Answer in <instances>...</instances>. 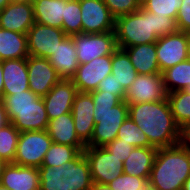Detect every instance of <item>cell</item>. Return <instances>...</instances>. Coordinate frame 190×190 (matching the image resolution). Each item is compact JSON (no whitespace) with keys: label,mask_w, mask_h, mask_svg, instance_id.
<instances>
[{"label":"cell","mask_w":190,"mask_h":190,"mask_svg":"<svg viewBox=\"0 0 190 190\" xmlns=\"http://www.w3.org/2000/svg\"><path fill=\"white\" fill-rule=\"evenodd\" d=\"M128 116L157 149L179 144L182 129L175 122L167 98L161 101L128 104Z\"/></svg>","instance_id":"cell-1"},{"label":"cell","mask_w":190,"mask_h":190,"mask_svg":"<svg viewBox=\"0 0 190 190\" xmlns=\"http://www.w3.org/2000/svg\"><path fill=\"white\" fill-rule=\"evenodd\" d=\"M178 31L176 20L140 7L133 13L115 18L114 33L118 48L154 43L159 37Z\"/></svg>","instance_id":"cell-2"},{"label":"cell","mask_w":190,"mask_h":190,"mask_svg":"<svg viewBox=\"0 0 190 190\" xmlns=\"http://www.w3.org/2000/svg\"><path fill=\"white\" fill-rule=\"evenodd\" d=\"M190 176V148L182 142L157 149L149 180L154 190H182Z\"/></svg>","instance_id":"cell-3"},{"label":"cell","mask_w":190,"mask_h":190,"mask_svg":"<svg viewBox=\"0 0 190 190\" xmlns=\"http://www.w3.org/2000/svg\"><path fill=\"white\" fill-rule=\"evenodd\" d=\"M94 102L95 126L86 146L104 147L117 138L121 124L128 117V103L113 93L90 92Z\"/></svg>","instance_id":"cell-4"},{"label":"cell","mask_w":190,"mask_h":190,"mask_svg":"<svg viewBox=\"0 0 190 190\" xmlns=\"http://www.w3.org/2000/svg\"><path fill=\"white\" fill-rule=\"evenodd\" d=\"M2 101L10 123L19 132L47 130L49 119L43 98L30 89L13 95H3Z\"/></svg>","instance_id":"cell-5"},{"label":"cell","mask_w":190,"mask_h":190,"mask_svg":"<svg viewBox=\"0 0 190 190\" xmlns=\"http://www.w3.org/2000/svg\"><path fill=\"white\" fill-rule=\"evenodd\" d=\"M40 190H90L93 183L90 165L82 153L60 166H41Z\"/></svg>","instance_id":"cell-6"},{"label":"cell","mask_w":190,"mask_h":190,"mask_svg":"<svg viewBox=\"0 0 190 190\" xmlns=\"http://www.w3.org/2000/svg\"><path fill=\"white\" fill-rule=\"evenodd\" d=\"M51 144L47 130L20 132L13 163L39 168Z\"/></svg>","instance_id":"cell-7"},{"label":"cell","mask_w":190,"mask_h":190,"mask_svg":"<svg viewBox=\"0 0 190 190\" xmlns=\"http://www.w3.org/2000/svg\"><path fill=\"white\" fill-rule=\"evenodd\" d=\"M71 37L76 47L79 64L89 63L94 58L112 55L118 48L114 31L100 34L80 33Z\"/></svg>","instance_id":"cell-8"},{"label":"cell","mask_w":190,"mask_h":190,"mask_svg":"<svg viewBox=\"0 0 190 190\" xmlns=\"http://www.w3.org/2000/svg\"><path fill=\"white\" fill-rule=\"evenodd\" d=\"M83 154L89 162L93 182L108 184L123 173V162L104 147L86 146Z\"/></svg>","instance_id":"cell-9"},{"label":"cell","mask_w":190,"mask_h":190,"mask_svg":"<svg viewBox=\"0 0 190 190\" xmlns=\"http://www.w3.org/2000/svg\"><path fill=\"white\" fill-rule=\"evenodd\" d=\"M190 33L177 31L174 34L159 37L156 52L160 72L188 59Z\"/></svg>","instance_id":"cell-10"},{"label":"cell","mask_w":190,"mask_h":190,"mask_svg":"<svg viewBox=\"0 0 190 190\" xmlns=\"http://www.w3.org/2000/svg\"><path fill=\"white\" fill-rule=\"evenodd\" d=\"M66 36L63 29L35 22L27 32L28 55L48 59Z\"/></svg>","instance_id":"cell-11"},{"label":"cell","mask_w":190,"mask_h":190,"mask_svg":"<svg viewBox=\"0 0 190 190\" xmlns=\"http://www.w3.org/2000/svg\"><path fill=\"white\" fill-rule=\"evenodd\" d=\"M167 92L164 88L162 73L138 74L125 93L128 104L155 102L165 100Z\"/></svg>","instance_id":"cell-12"},{"label":"cell","mask_w":190,"mask_h":190,"mask_svg":"<svg viewBox=\"0 0 190 190\" xmlns=\"http://www.w3.org/2000/svg\"><path fill=\"white\" fill-rule=\"evenodd\" d=\"M82 33L100 34L114 31L115 18L103 0H79Z\"/></svg>","instance_id":"cell-13"},{"label":"cell","mask_w":190,"mask_h":190,"mask_svg":"<svg viewBox=\"0 0 190 190\" xmlns=\"http://www.w3.org/2000/svg\"><path fill=\"white\" fill-rule=\"evenodd\" d=\"M112 55L94 58L89 63L79 64L71 78L79 92L95 91L99 83L111 74Z\"/></svg>","instance_id":"cell-14"},{"label":"cell","mask_w":190,"mask_h":190,"mask_svg":"<svg viewBox=\"0 0 190 190\" xmlns=\"http://www.w3.org/2000/svg\"><path fill=\"white\" fill-rule=\"evenodd\" d=\"M29 89L36 95L45 96L61 79L49 59L28 56Z\"/></svg>","instance_id":"cell-15"},{"label":"cell","mask_w":190,"mask_h":190,"mask_svg":"<svg viewBox=\"0 0 190 190\" xmlns=\"http://www.w3.org/2000/svg\"><path fill=\"white\" fill-rule=\"evenodd\" d=\"M77 88L71 79H60L54 87L43 96V102L49 120L65 113H71Z\"/></svg>","instance_id":"cell-16"},{"label":"cell","mask_w":190,"mask_h":190,"mask_svg":"<svg viewBox=\"0 0 190 190\" xmlns=\"http://www.w3.org/2000/svg\"><path fill=\"white\" fill-rule=\"evenodd\" d=\"M93 110L94 102L91 93L78 91L71 113L76 134L85 145L91 140L95 126Z\"/></svg>","instance_id":"cell-17"},{"label":"cell","mask_w":190,"mask_h":190,"mask_svg":"<svg viewBox=\"0 0 190 190\" xmlns=\"http://www.w3.org/2000/svg\"><path fill=\"white\" fill-rule=\"evenodd\" d=\"M34 23L32 2H10L0 11V28L27 34Z\"/></svg>","instance_id":"cell-18"},{"label":"cell","mask_w":190,"mask_h":190,"mask_svg":"<svg viewBox=\"0 0 190 190\" xmlns=\"http://www.w3.org/2000/svg\"><path fill=\"white\" fill-rule=\"evenodd\" d=\"M0 184L10 190H40L39 168L7 163Z\"/></svg>","instance_id":"cell-19"},{"label":"cell","mask_w":190,"mask_h":190,"mask_svg":"<svg viewBox=\"0 0 190 190\" xmlns=\"http://www.w3.org/2000/svg\"><path fill=\"white\" fill-rule=\"evenodd\" d=\"M3 95L29 90L27 58L2 61Z\"/></svg>","instance_id":"cell-20"},{"label":"cell","mask_w":190,"mask_h":190,"mask_svg":"<svg viewBox=\"0 0 190 190\" xmlns=\"http://www.w3.org/2000/svg\"><path fill=\"white\" fill-rule=\"evenodd\" d=\"M48 59L61 79H71L79 67L73 38L66 36Z\"/></svg>","instance_id":"cell-21"},{"label":"cell","mask_w":190,"mask_h":190,"mask_svg":"<svg viewBox=\"0 0 190 190\" xmlns=\"http://www.w3.org/2000/svg\"><path fill=\"white\" fill-rule=\"evenodd\" d=\"M47 132L52 142L70 145L78 148L82 153L86 145L76 134L72 113H65L49 120Z\"/></svg>","instance_id":"cell-22"},{"label":"cell","mask_w":190,"mask_h":190,"mask_svg":"<svg viewBox=\"0 0 190 190\" xmlns=\"http://www.w3.org/2000/svg\"><path fill=\"white\" fill-rule=\"evenodd\" d=\"M138 74L161 73L159 69L156 42L123 48Z\"/></svg>","instance_id":"cell-23"},{"label":"cell","mask_w":190,"mask_h":190,"mask_svg":"<svg viewBox=\"0 0 190 190\" xmlns=\"http://www.w3.org/2000/svg\"><path fill=\"white\" fill-rule=\"evenodd\" d=\"M156 152L155 147H134L129 157L123 162V173L139 178H149Z\"/></svg>","instance_id":"cell-24"},{"label":"cell","mask_w":190,"mask_h":190,"mask_svg":"<svg viewBox=\"0 0 190 190\" xmlns=\"http://www.w3.org/2000/svg\"><path fill=\"white\" fill-rule=\"evenodd\" d=\"M32 4L36 23L62 29L65 0H34Z\"/></svg>","instance_id":"cell-25"},{"label":"cell","mask_w":190,"mask_h":190,"mask_svg":"<svg viewBox=\"0 0 190 190\" xmlns=\"http://www.w3.org/2000/svg\"><path fill=\"white\" fill-rule=\"evenodd\" d=\"M28 56L27 34L0 28V61Z\"/></svg>","instance_id":"cell-26"},{"label":"cell","mask_w":190,"mask_h":190,"mask_svg":"<svg viewBox=\"0 0 190 190\" xmlns=\"http://www.w3.org/2000/svg\"><path fill=\"white\" fill-rule=\"evenodd\" d=\"M111 66V74L115 76L116 81L123 86L125 91H127L134 82L138 73L124 49L117 48L114 51L112 54Z\"/></svg>","instance_id":"cell-27"},{"label":"cell","mask_w":190,"mask_h":190,"mask_svg":"<svg viewBox=\"0 0 190 190\" xmlns=\"http://www.w3.org/2000/svg\"><path fill=\"white\" fill-rule=\"evenodd\" d=\"M162 76L167 93L186 90L190 85V59L164 70Z\"/></svg>","instance_id":"cell-28"},{"label":"cell","mask_w":190,"mask_h":190,"mask_svg":"<svg viewBox=\"0 0 190 190\" xmlns=\"http://www.w3.org/2000/svg\"><path fill=\"white\" fill-rule=\"evenodd\" d=\"M167 100L175 122L183 129L190 123V92L179 90L167 93Z\"/></svg>","instance_id":"cell-29"},{"label":"cell","mask_w":190,"mask_h":190,"mask_svg":"<svg viewBox=\"0 0 190 190\" xmlns=\"http://www.w3.org/2000/svg\"><path fill=\"white\" fill-rule=\"evenodd\" d=\"M81 154L82 152L74 146L52 142L44 156L42 166H60L75 160Z\"/></svg>","instance_id":"cell-30"},{"label":"cell","mask_w":190,"mask_h":190,"mask_svg":"<svg viewBox=\"0 0 190 190\" xmlns=\"http://www.w3.org/2000/svg\"><path fill=\"white\" fill-rule=\"evenodd\" d=\"M19 134L20 132L12 123L0 129V159L6 163L14 161Z\"/></svg>","instance_id":"cell-31"},{"label":"cell","mask_w":190,"mask_h":190,"mask_svg":"<svg viewBox=\"0 0 190 190\" xmlns=\"http://www.w3.org/2000/svg\"><path fill=\"white\" fill-rule=\"evenodd\" d=\"M117 138L123 139V142L130 143L133 147H152L146 134L129 116L121 124Z\"/></svg>","instance_id":"cell-32"},{"label":"cell","mask_w":190,"mask_h":190,"mask_svg":"<svg viewBox=\"0 0 190 190\" xmlns=\"http://www.w3.org/2000/svg\"><path fill=\"white\" fill-rule=\"evenodd\" d=\"M62 29L67 36L82 33L79 0H65V18H63Z\"/></svg>","instance_id":"cell-33"},{"label":"cell","mask_w":190,"mask_h":190,"mask_svg":"<svg viewBox=\"0 0 190 190\" xmlns=\"http://www.w3.org/2000/svg\"><path fill=\"white\" fill-rule=\"evenodd\" d=\"M113 190H154L149 178H139L122 173L108 183Z\"/></svg>","instance_id":"cell-34"},{"label":"cell","mask_w":190,"mask_h":190,"mask_svg":"<svg viewBox=\"0 0 190 190\" xmlns=\"http://www.w3.org/2000/svg\"><path fill=\"white\" fill-rule=\"evenodd\" d=\"M182 1L183 0H147L141 7L148 12L176 20Z\"/></svg>","instance_id":"cell-35"},{"label":"cell","mask_w":190,"mask_h":190,"mask_svg":"<svg viewBox=\"0 0 190 190\" xmlns=\"http://www.w3.org/2000/svg\"><path fill=\"white\" fill-rule=\"evenodd\" d=\"M103 2L114 18L133 13L141 7L137 0H103Z\"/></svg>","instance_id":"cell-36"},{"label":"cell","mask_w":190,"mask_h":190,"mask_svg":"<svg viewBox=\"0 0 190 190\" xmlns=\"http://www.w3.org/2000/svg\"><path fill=\"white\" fill-rule=\"evenodd\" d=\"M104 148L124 162L126 158L129 157L134 147L130 143L123 142V139L116 138L112 142L106 144Z\"/></svg>","instance_id":"cell-37"},{"label":"cell","mask_w":190,"mask_h":190,"mask_svg":"<svg viewBox=\"0 0 190 190\" xmlns=\"http://www.w3.org/2000/svg\"><path fill=\"white\" fill-rule=\"evenodd\" d=\"M95 91H102L105 93H113L117 95L122 101L125 99L126 91L123 89V86L118 83L113 74L107 75L98 85Z\"/></svg>","instance_id":"cell-38"},{"label":"cell","mask_w":190,"mask_h":190,"mask_svg":"<svg viewBox=\"0 0 190 190\" xmlns=\"http://www.w3.org/2000/svg\"><path fill=\"white\" fill-rule=\"evenodd\" d=\"M178 31L190 33V0H183L176 18Z\"/></svg>","instance_id":"cell-39"},{"label":"cell","mask_w":190,"mask_h":190,"mask_svg":"<svg viewBox=\"0 0 190 190\" xmlns=\"http://www.w3.org/2000/svg\"><path fill=\"white\" fill-rule=\"evenodd\" d=\"M10 123L3 101L0 100V129Z\"/></svg>","instance_id":"cell-40"},{"label":"cell","mask_w":190,"mask_h":190,"mask_svg":"<svg viewBox=\"0 0 190 190\" xmlns=\"http://www.w3.org/2000/svg\"><path fill=\"white\" fill-rule=\"evenodd\" d=\"M181 142L190 148V123L182 129Z\"/></svg>","instance_id":"cell-41"},{"label":"cell","mask_w":190,"mask_h":190,"mask_svg":"<svg viewBox=\"0 0 190 190\" xmlns=\"http://www.w3.org/2000/svg\"><path fill=\"white\" fill-rule=\"evenodd\" d=\"M90 190H113L108 184L93 182Z\"/></svg>","instance_id":"cell-42"},{"label":"cell","mask_w":190,"mask_h":190,"mask_svg":"<svg viewBox=\"0 0 190 190\" xmlns=\"http://www.w3.org/2000/svg\"><path fill=\"white\" fill-rule=\"evenodd\" d=\"M3 68H2V61H0V100L3 99V87H4V82H3Z\"/></svg>","instance_id":"cell-43"},{"label":"cell","mask_w":190,"mask_h":190,"mask_svg":"<svg viewBox=\"0 0 190 190\" xmlns=\"http://www.w3.org/2000/svg\"><path fill=\"white\" fill-rule=\"evenodd\" d=\"M10 2L11 0H0V11L3 10Z\"/></svg>","instance_id":"cell-44"},{"label":"cell","mask_w":190,"mask_h":190,"mask_svg":"<svg viewBox=\"0 0 190 190\" xmlns=\"http://www.w3.org/2000/svg\"><path fill=\"white\" fill-rule=\"evenodd\" d=\"M182 190H190V176H189V177L187 178V180L185 181Z\"/></svg>","instance_id":"cell-45"},{"label":"cell","mask_w":190,"mask_h":190,"mask_svg":"<svg viewBox=\"0 0 190 190\" xmlns=\"http://www.w3.org/2000/svg\"><path fill=\"white\" fill-rule=\"evenodd\" d=\"M6 164L7 163L4 160L0 159V181H1V176H2L3 169H4Z\"/></svg>","instance_id":"cell-46"},{"label":"cell","mask_w":190,"mask_h":190,"mask_svg":"<svg viewBox=\"0 0 190 190\" xmlns=\"http://www.w3.org/2000/svg\"><path fill=\"white\" fill-rule=\"evenodd\" d=\"M18 1L33 2L34 0H11V2H18Z\"/></svg>","instance_id":"cell-47"},{"label":"cell","mask_w":190,"mask_h":190,"mask_svg":"<svg viewBox=\"0 0 190 190\" xmlns=\"http://www.w3.org/2000/svg\"><path fill=\"white\" fill-rule=\"evenodd\" d=\"M138 1V3L142 6V4L144 3V2H146L147 0H137Z\"/></svg>","instance_id":"cell-48"},{"label":"cell","mask_w":190,"mask_h":190,"mask_svg":"<svg viewBox=\"0 0 190 190\" xmlns=\"http://www.w3.org/2000/svg\"><path fill=\"white\" fill-rule=\"evenodd\" d=\"M0 190H10V189H8V188H6V187H4V186H2V185L0 184Z\"/></svg>","instance_id":"cell-49"},{"label":"cell","mask_w":190,"mask_h":190,"mask_svg":"<svg viewBox=\"0 0 190 190\" xmlns=\"http://www.w3.org/2000/svg\"><path fill=\"white\" fill-rule=\"evenodd\" d=\"M188 58L190 59V44H189Z\"/></svg>","instance_id":"cell-50"},{"label":"cell","mask_w":190,"mask_h":190,"mask_svg":"<svg viewBox=\"0 0 190 190\" xmlns=\"http://www.w3.org/2000/svg\"><path fill=\"white\" fill-rule=\"evenodd\" d=\"M187 92H190V85L186 88Z\"/></svg>","instance_id":"cell-51"}]
</instances>
